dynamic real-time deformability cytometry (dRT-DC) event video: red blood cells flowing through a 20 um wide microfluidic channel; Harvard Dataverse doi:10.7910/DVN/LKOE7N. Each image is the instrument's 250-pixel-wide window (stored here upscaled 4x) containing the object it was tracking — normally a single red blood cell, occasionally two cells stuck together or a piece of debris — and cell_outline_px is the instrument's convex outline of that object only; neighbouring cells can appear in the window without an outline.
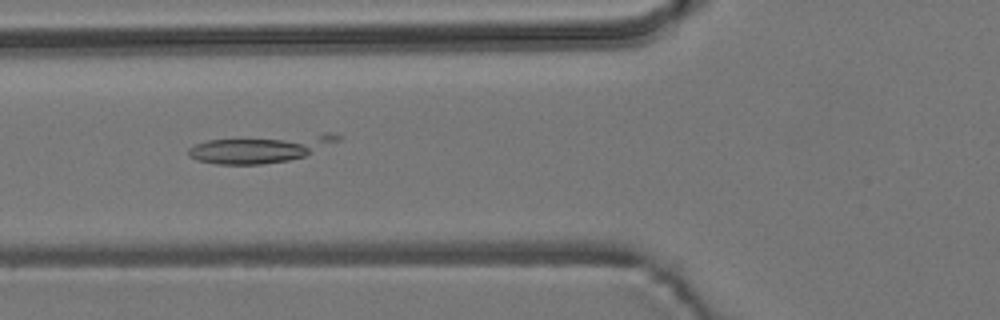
{"species": "common noctule bat (a hibernating species)", "species_latin": "Nyctalus noctula", "temperature_condition": "room temperature", "stored_images_in_passage": 9, "camera_frame_rate_fps": 3000, "um_per_image_px": 0.085, "animal": {"sex": "male", "body_mass_g": 19.2, "forearm_length_mm": 51.8}, "frame": {"image": 1, "passage_image": 6, "time_ms": 6.667, "image_size_px": [1000, 320], "cell_outline_px": [[340, 140], [304, 156], [288, 160], [260, 164], [216, 164], [196, 160], [188, 156], [188, 148], [196, 144], [208, 140], [324, 132], [328, 132], [340, 136]], "centroid_in_image_um": [22.15, 12.61], "position_along_channel_um": 103.6, "area_um2": 24.04}}
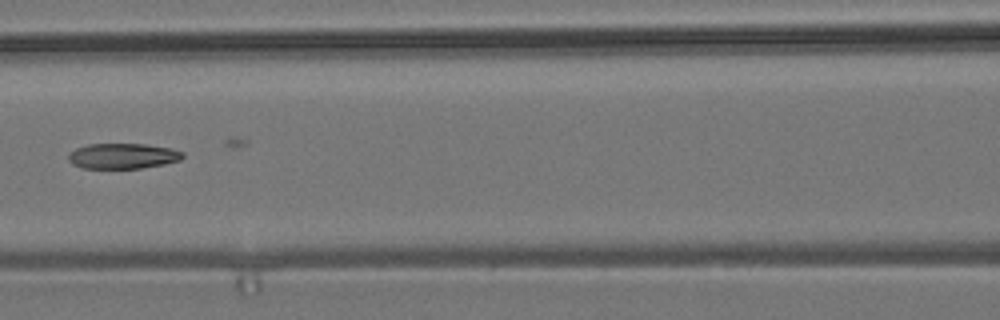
{"frame": {"image": 2, "passage_image": 7, "time_ms": 8.0, "image_size_px": [1000, 320], "cell_outline_px": [[184, 156], [180, 160], [164, 164], [140, 168], [84, 168], [72, 164], [68, 160], [68, 156], [76, 148], [88, 144], [144, 144], [172, 148], [184, 152]], "centroid_in_image_um": [10.46, 13.26], "position_along_channel_um": 156.1, "area_um2": 16.88}}